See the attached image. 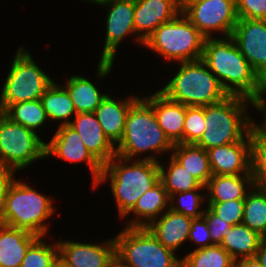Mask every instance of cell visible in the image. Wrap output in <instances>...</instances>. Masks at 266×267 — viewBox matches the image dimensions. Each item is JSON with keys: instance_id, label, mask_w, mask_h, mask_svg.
Masks as SVG:
<instances>
[{"instance_id": "7dc6e473", "label": "cell", "mask_w": 266, "mask_h": 267, "mask_svg": "<svg viewBox=\"0 0 266 267\" xmlns=\"http://www.w3.org/2000/svg\"><path fill=\"white\" fill-rule=\"evenodd\" d=\"M196 0H176L178 7L182 10L184 7H186L188 4Z\"/></svg>"}, {"instance_id": "ffe728a7", "label": "cell", "mask_w": 266, "mask_h": 267, "mask_svg": "<svg viewBox=\"0 0 266 267\" xmlns=\"http://www.w3.org/2000/svg\"><path fill=\"white\" fill-rule=\"evenodd\" d=\"M142 97L153 107L163 132L173 144L183 143V126L186 106L169 99L159 89Z\"/></svg>"}, {"instance_id": "d6986e66", "label": "cell", "mask_w": 266, "mask_h": 267, "mask_svg": "<svg viewBox=\"0 0 266 267\" xmlns=\"http://www.w3.org/2000/svg\"><path fill=\"white\" fill-rule=\"evenodd\" d=\"M108 92L101 104L95 110V115L102 127L103 133L116 146L122 139L127 114L130 107L141 97L129 94L127 97L119 98L111 96Z\"/></svg>"}, {"instance_id": "836d02e7", "label": "cell", "mask_w": 266, "mask_h": 267, "mask_svg": "<svg viewBox=\"0 0 266 267\" xmlns=\"http://www.w3.org/2000/svg\"><path fill=\"white\" fill-rule=\"evenodd\" d=\"M204 207H207L206 188L177 192L169 198V209L193 219L203 216L205 211Z\"/></svg>"}, {"instance_id": "cb8c5ba5", "label": "cell", "mask_w": 266, "mask_h": 267, "mask_svg": "<svg viewBox=\"0 0 266 267\" xmlns=\"http://www.w3.org/2000/svg\"><path fill=\"white\" fill-rule=\"evenodd\" d=\"M62 86L68 91L77 113H92L101 104L109 92L102 90L99 85L85 75L72 74L67 77ZM100 89V90H99Z\"/></svg>"}, {"instance_id": "7bdbcfd3", "label": "cell", "mask_w": 266, "mask_h": 267, "mask_svg": "<svg viewBox=\"0 0 266 267\" xmlns=\"http://www.w3.org/2000/svg\"><path fill=\"white\" fill-rule=\"evenodd\" d=\"M255 258L263 267H266V237L262 238Z\"/></svg>"}, {"instance_id": "6da1fadb", "label": "cell", "mask_w": 266, "mask_h": 267, "mask_svg": "<svg viewBox=\"0 0 266 267\" xmlns=\"http://www.w3.org/2000/svg\"><path fill=\"white\" fill-rule=\"evenodd\" d=\"M201 60L228 95L245 97L256 104L266 93V83L242 55L231 36L205 38Z\"/></svg>"}, {"instance_id": "d6a6232c", "label": "cell", "mask_w": 266, "mask_h": 267, "mask_svg": "<svg viewBox=\"0 0 266 267\" xmlns=\"http://www.w3.org/2000/svg\"><path fill=\"white\" fill-rule=\"evenodd\" d=\"M182 267H235V260L220 245L188 251L183 254Z\"/></svg>"}, {"instance_id": "2e32d148", "label": "cell", "mask_w": 266, "mask_h": 267, "mask_svg": "<svg viewBox=\"0 0 266 267\" xmlns=\"http://www.w3.org/2000/svg\"><path fill=\"white\" fill-rule=\"evenodd\" d=\"M213 175H241L251 173L249 133L239 142L207 150Z\"/></svg>"}, {"instance_id": "484cf974", "label": "cell", "mask_w": 266, "mask_h": 267, "mask_svg": "<svg viewBox=\"0 0 266 267\" xmlns=\"http://www.w3.org/2000/svg\"><path fill=\"white\" fill-rule=\"evenodd\" d=\"M55 79L41 96L49 122H56V127L69 125L77 114L68 91Z\"/></svg>"}, {"instance_id": "8fae6325", "label": "cell", "mask_w": 266, "mask_h": 267, "mask_svg": "<svg viewBox=\"0 0 266 267\" xmlns=\"http://www.w3.org/2000/svg\"><path fill=\"white\" fill-rule=\"evenodd\" d=\"M40 135L0 112V163L22 172L45 160L46 141Z\"/></svg>"}, {"instance_id": "83f0119b", "label": "cell", "mask_w": 266, "mask_h": 267, "mask_svg": "<svg viewBox=\"0 0 266 267\" xmlns=\"http://www.w3.org/2000/svg\"><path fill=\"white\" fill-rule=\"evenodd\" d=\"M262 238L256 231L241 223L229 229V233L222 239L220 246L237 261L255 257Z\"/></svg>"}, {"instance_id": "277c9868", "label": "cell", "mask_w": 266, "mask_h": 267, "mask_svg": "<svg viewBox=\"0 0 266 267\" xmlns=\"http://www.w3.org/2000/svg\"><path fill=\"white\" fill-rule=\"evenodd\" d=\"M21 178H16L8 189L0 223L38 237H47L51 227L49 220L57 213L56 205H53L55 198L42 194Z\"/></svg>"}, {"instance_id": "c3c4849f", "label": "cell", "mask_w": 266, "mask_h": 267, "mask_svg": "<svg viewBox=\"0 0 266 267\" xmlns=\"http://www.w3.org/2000/svg\"><path fill=\"white\" fill-rule=\"evenodd\" d=\"M78 1H79V0H78ZM80 1H82V3H83V2L91 3L92 5H93V4H96L95 6H97V5L103 3V2H105V1H107V0H80Z\"/></svg>"}, {"instance_id": "f6af8a7d", "label": "cell", "mask_w": 266, "mask_h": 267, "mask_svg": "<svg viewBox=\"0 0 266 267\" xmlns=\"http://www.w3.org/2000/svg\"><path fill=\"white\" fill-rule=\"evenodd\" d=\"M109 267H129L122 260H120L117 256L112 260Z\"/></svg>"}, {"instance_id": "603a6c76", "label": "cell", "mask_w": 266, "mask_h": 267, "mask_svg": "<svg viewBox=\"0 0 266 267\" xmlns=\"http://www.w3.org/2000/svg\"><path fill=\"white\" fill-rule=\"evenodd\" d=\"M254 185L252 174L213 175L205 186L206 202L245 199Z\"/></svg>"}, {"instance_id": "f546056e", "label": "cell", "mask_w": 266, "mask_h": 267, "mask_svg": "<svg viewBox=\"0 0 266 267\" xmlns=\"http://www.w3.org/2000/svg\"><path fill=\"white\" fill-rule=\"evenodd\" d=\"M3 113L13 122L23 125L37 134L44 130L43 127L46 128L45 125H49L47 123H50L40 99L11 104Z\"/></svg>"}, {"instance_id": "f1b7e54d", "label": "cell", "mask_w": 266, "mask_h": 267, "mask_svg": "<svg viewBox=\"0 0 266 267\" xmlns=\"http://www.w3.org/2000/svg\"><path fill=\"white\" fill-rule=\"evenodd\" d=\"M167 161L159 162L160 181L167 190L169 197L177 192L191 191L197 188H205L171 155ZM167 162V163H166ZM167 164V165H166Z\"/></svg>"}, {"instance_id": "e575fe53", "label": "cell", "mask_w": 266, "mask_h": 267, "mask_svg": "<svg viewBox=\"0 0 266 267\" xmlns=\"http://www.w3.org/2000/svg\"><path fill=\"white\" fill-rule=\"evenodd\" d=\"M44 239H48V242ZM53 239L54 241L49 237H39L28 248L20 267H51V264L59 256L57 240L55 237Z\"/></svg>"}, {"instance_id": "60d3db41", "label": "cell", "mask_w": 266, "mask_h": 267, "mask_svg": "<svg viewBox=\"0 0 266 267\" xmlns=\"http://www.w3.org/2000/svg\"><path fill=\"white\" fill-rule=\"evenodd\" d=\"M17 172L0 163V213L4 206L5 198L10 185L18 178ZM16 174V175H15Z\"/></svg>"}, {"instance_id": "74e56055", "label": "cell", "mask_w": 266, "mask_h": 267, "mask_svg": "<svg viewBox=\"0 0 266 267\" xmlns=\"http://www.w3.org/2000/svg\"><path fill=\"white\" fill-rule=\"evenodd\" d=\"M188 242H191V244L193 243L196 246L195 248L192 246L193 249H191V251L213 246L208 222L204 216L192 220Z\"/></svg>"}, {"instance_id": "7c38bea8", "label": "cell", "mask_w": 266, "mask_h": 267, "mask_svg": "<svg viewBox=\"0 0 266 267\" xmlns=\"http://www.w3.org/2000/svg\"><path fill=\"white\" fill-rule=\"evenodd\" d=\"M181 12L205 38L231 36L239 19L236 0H196Z\"/></svg>"}, {"instance_id": "30bf717a", "label": "cell", "mask_w": 266, "mask_h": 267, "mask_svg": "<svg viewBox=\"0 0 266 267\" xmlns=\"http://www.w3.org/2000/svg\"><path fill=\"white\" fill-rule=\"evenodd\" d=\"M105 11V37L101 54L97 62L95 77L99 79H108L113 72L114 62L117 60L116 55L119 51V45L125 41L126 37L133 36L132 41L139 46H143V42L136 36L134 28V8L135 0H107L99 5Z\"/></svg>"}, {"instance_id": "7402d4cb", "label": "cell", "mask_w": 266, "mask_h": 267, "mask_svg": "<svg viewBox=\"0 0 266 267\" xmlns=\"http://www.w3.org/2000/svg\"><path fill=\"white\" fill-rule=\"evenodd\" d=\"M169 198L167 190L159 181L143 193L133 209L123 218L126 220L124 227H147L169 209Z\"/></svg>"}, {"instance_id": "5bb4252c", "label": "cell", "mask_w": 266, "mask_h": 267, "mask_svg": "<svg viewBox=\"0 0 266 267\" xmlns=\"http://www.w3.org/2000/svg\"><path fill=\"white\" fill-rule=\"evenodd\" d=\"M231 37L254 71L266 83V20L239 18Z\"/></svg>"}, {"instance_id": "b9f144b4", "label": "cell", "mask_w": 266, "mask_h": 267, "mask_svg": "<svg viewBox=\"0 0 266 267\" xmlns=\"http://www.w3.org/2000/svg\"><path fill=\"white\" fill-rule=\"evenodd\" d=\"M256 111L260 114V119H257L258 123L266 130V93L263 97L256 103Z\"/></svg>"}, {"instance_id": "d4e9b609", "label": "cell", "mask_w": 266, "mask_h": 267, "mask_svg": "<svg viewBox=\"0 0 266 267\" xmlns=\"http://www.w3.org/2000/svg\"><path fill=\"white\" fill-rule=\"evenodd\" d=\"M39 237L0 223V267H20L28 248Z\"/></svg>"}, {"instance_id": "8992f818", "label": "cell", "mask_w": 266, "mask_h": 267, "mask_svg": "<svg viewBox=\"0 0 266 267\" xmlns=\"http://www.w3.org/2000/svg\"><path fill=\"white\" fill-rule=\"evenodd\" d=\"M176 65L174 73L159 88L169 99L185 106H207L229 96L201 59Z\"/></svg>"}, {"instance_id": "ba28073f", "label": "cell", "mask_w": 266, "mask_h": 267, "mask_svg": "<svg viewBox=\"0 0 266 267\" xmlns=\"http://www.w3.org/2000/svg\"><path fill=\"white\" fill-rule=\"evenodd\" d=\"M0 90V112L11 104L41 99L54 79L34 60L24 45L17 48Z\"/></svg>"}, {"instance_id": "d590c367", "label": "cell", "mask_w": 266, "mask_h": 267, "mask_svg": "<svg viewBox=\"0 0 266 267\" xmlns=\"http://www.w3.org/2000/svg\"><path fill=\"white\" fill-rule=\"evenodd\" d=\"M204 106H186L183 143L196 144L205 131Z\"/></svg>"}, {"instance_id": "ee69618b", "label": "cell", "mask_w": 266, "mask_h": 267, "mask_svg": "<svg viewBox=\"0 0 266 267\" xmlns=\"http://www.w3.org/2000/svg\"><path fill=\"white\" fill-rule=\"evenodd\" d=\"M235 267H263L255 257L235 261Z\"/></svg>"}, {"instance_id": "4316f807", "label": "cell", "mask_w": 266, "mask_h": 267, "mask_svg": "<svg viewBox=\"0 0 266 267\" xmlns=\"http://www.w3.org/2000/svg\"><path fill=\"white\" fill-rule=\"evenodd\" d=\"M171 156L203 186L213 176L207 150L196 144H174Z\"/></svg>"}, {"instance_id": "8d00e7d4", "label": "cell", "mask_w": 266, "mask_h": 267, "mask_svg": "<svg viewBox=\"0 0 266 267\" xmlns=\"http://www.w3.org/2000/svg\"><path fill=\"white\" fill-rule=\"evenodd\" d=\"M207 207L232 226L243 222L244 199L207 202Z\"/></svg>"}, {"instance_id": "9c48e42d", "label": "cell", "mask_w": 266, "mask_h": 267, "mask_svg": "<svg viewBox=\"0 0 266 267\" xmlns=\"http://www.w3.org/2000/svg\"><path fill=\"white\" fill-rule=\"evenodd\" d=\"M116 234V256L129 267L181 266L182 255L163 246L146 227H124Z\"/></svg>"}, {"instance_id": "7a4b0ae2", "label": "cell", "mask_w": 266, "mask_h": 267, "mask_svg": "<svg viewBox=\"0 0 266 267\" xmlns=\"http://www.w3.org/2000/svg\"><path fill=\"white\" fill-rule=\"evenodd\" d=\"M160 181L159 163L150 160H130L115 155L102 169L94 190L109 184L119 220L133 209L137 200Z\"/></svg>"}, {"instance_id": "52a82bcc", "label": "cell", "mask_w": 266, "mask_h": 267, "mask_svg": "<svg viewBox=\"0 0 266 267\" xmlns=\"http://www.w3.org/2000/svg\"><path fill=\"white\" fill-rule=\"evenodd\" d=\"M205 37L181 12L172 21L161 24L143 43L146 50L169 64L201 59Z\"/></svg>"}, {"instance_id": "ab89813d", "label": "cell", "mask_w": 266, "mask_h": 267, "mask_svg": "<svg viewBox=\"0 0 266 267\" xmlns=\"http://www.w3.org/2000/svg\"><path fill=\"white\" fill-rule=\"evenodd\" d=\"M203 216L208 222L212 244L220 245L222 239L229 233L232 225L214 214L208 207H205Z\"/></svg>"}, {"instance_id": "1f68e13d", "label": "cell", "mask_w": 266, "mask_h": 267, "mask_svg": "<svg viewBox=\"0 0 266 267\" xmlns=\"http://www.w3.org/2000/svg\"><path fill=\"white\" fill-rule=\"evenodd\" d=\"M251 173L255 185L266 188V130L256 120L249 129Z\"/></svg>"}, {"instance_id": "9a60e30c", "label": "cell", "mask_w": 266, "mask_h": 267, "mask_svg": "<svg viewBox=\"0 0 266 267\" xmlns=\"http://www.w3.org/2000/svg\"><path fill=\"white\" fill-rule=\"evenodd\" d=\"M59 256L68 267H109L116 257L114 236L102 242L57 240Z\"/></svg>"}, {"instance_id": "44dd1931", "label": "cell", "mask_w": 266, "mask_h": 267, "mask_svg": "<svg viewBox=\"0 0 266 267\" xmlns=\"http://www.w3.org/2000/svg\"><path fill=\"white\" fill-rule=\"evenodd\" d=\"M193 218L176 213L171 209L153 220L146 228L166 248L179 252L188 243Z\"/></svg>"}, {"instance_id": "ac0fdd59", "label": "cell", "mask_w": 266, "mask_h": 267, "mask_svg": "<svg viewBox=\"0 0 266 267\" xmlns=\"http://www.w3.org/2000/svg\"><path fill=\"white\" fill-rule=\"evenodd\" d=\"M69 125L79 133L87 150L102 166L116 155V146L103 133L94 112L77 113Z\"/></svg>"}, {"instance_id": "4dcf8cb0", "label": "cell", "mask_w": 266, "mask_h": 267, "mask_svg": "<svg viewBox=\"0 0 266 267\" xmlns=\"http://www.w3.org/2000/svg\"><path fill=\"white\" fill-rule=\"evenodd\" d=\"M243 224L266 237V188L254 185L244 199Z\"/></svg>"}, {"instance_id": "f35d334b", "label": "cell", "mask_w": 266, "mask_h": 267, "mask_svg": "<svg viewBox=\"0 0 266 267\" xmlns=\"http://www.w3.org/2000/svg\"><path fill=\"white\" fill-rule=\"evenodd\" d=\"M238 18L266 20V0H236Z\"/></svg>"}, {"instance_id": "3957f363", "label": "cell", "mask_w": 266, "mask_h": 267, "mask_svg": "<svg viewBox=\"0 0 266 267\" xmlns=\"http://www.w3.org/2000/svg\"><path fill=\"white\" fill-rule=\"evenodd\" d=\"M173 147L159 126L153 107L140 97L127 114L123 137L116 145V155L159 163L161 156L171 155Z\"/></svg>"}, {"instance_id": "e0dca14e", "label": "cell", "mask_w": 266, "mask_h": 267, "mask_svg": "<svg viewBox=\"0 0 266 267\" xmlns=\"http://www.w3.org/2000/svg\"><path fill=\"white\" fill-rule=\"evenodd\" d=\"M180 13L176 0H135L136 36L144 43L161 24L172 21Z\"/></svg>"}, {"instance_id": "4fadbf2b", "label": "cell", "mask_w": 266, "mask_h": 267, "mask_svg": "<svg viewBox=\"0 0 266 267\" xmlns=\"http://www.w3.org/2000/svg\"><path fill=\"white\" fill-rule=\"evenodd\" d=\"M50 139L46 142V159L54 157L66 163H84L90 170L93 188L100 178L103 166L87 150L79 133L70 125H63L56 128Z\"/></svg>"}, {"instance_id": "bcb514c9", "label": "cell", "mask_w": 266, "mask_h": 267, "mask_svg": "<svg viewBox=\"0 0 266 267\" xmlns=\"http://www.w3.org/2000/svg\"><path fill=\"white\" fill-rule=\"evenodd\" d=\"M51 267H68L66 263L58 256L55 261L51 264Z\"/></svg>"}, {"instance_id": "5b68a950", "label": "cell", "mask_w": 266, "mask_h": 267, "mask_svg": "<svg viewBox=\"0 0 266 267\" xmlns=\"http://www.w3.org/2000/svg\"><path fill=\"white\" fill-rule=\"evenodd\" d=\"M250 108L256 110L253 101L235 95L204 106L206 128L196 145L208 150L241 141L256 121Z\"/></svg>"}]
</instances>
